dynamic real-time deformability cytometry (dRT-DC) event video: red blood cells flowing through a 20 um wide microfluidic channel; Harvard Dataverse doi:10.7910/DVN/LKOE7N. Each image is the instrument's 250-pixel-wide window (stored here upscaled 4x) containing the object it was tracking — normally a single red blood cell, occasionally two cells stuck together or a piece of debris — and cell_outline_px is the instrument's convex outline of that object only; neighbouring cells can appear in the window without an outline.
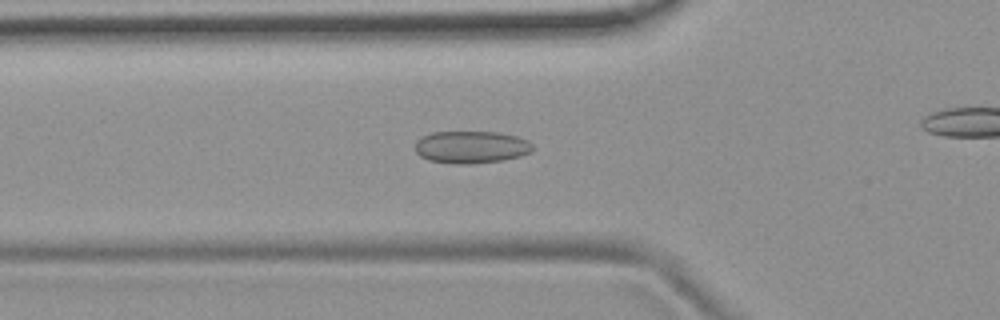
{"species": "common noctule bat (a hibernating species)", "species_latin": "Nyctalus noctula", "temperature_condition": "room temperature", "stored_images_in_passage": 45, "camera_frame_rate_fps": 3000, "um_per_image_px": 0.085, "animal": {"sex": "female", "body_mass_g": 19.9}, "frame": {"image": 1, "passage_image": 18, "time_ms": 5.667, "image_size_px": [1000, 320], "cell_outline_px": [[532, 152], [520, 156], [504, 160], [472, 164], [456, 164], [428, 160], [420, 156], [416, 152], [416, 140], [432, 132], [496, 132], [516, 136], [528, 140], [532, 144]], "centroid_in_image_um": [40.06, 12.51], "position_along_channel_um": 85.7, "area_um2": 22.2}}
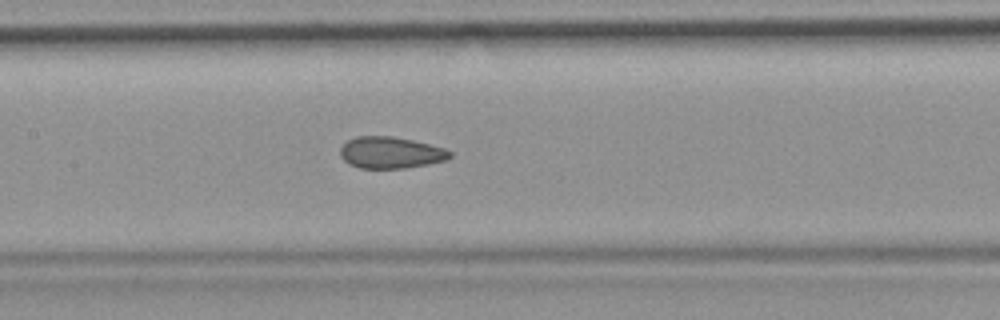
{"frame": {"image": 2, "passage_image": 25, "time_ms": 8.0, "image_size_px": [1000, 320], "cell_outline_px": [[452, 156], [448, 160], [428, 164], [404, 168], [360, 168], [348, 164], [340, 156], [340, 148], [348, 140], [356, 136], [392, 136], [412, 140], [444, 148], [452, 152]], "centroid_in_image_um": [33.2, 12.97], "position_along_channel_um": 174.2, "area_um2": 20.23}}
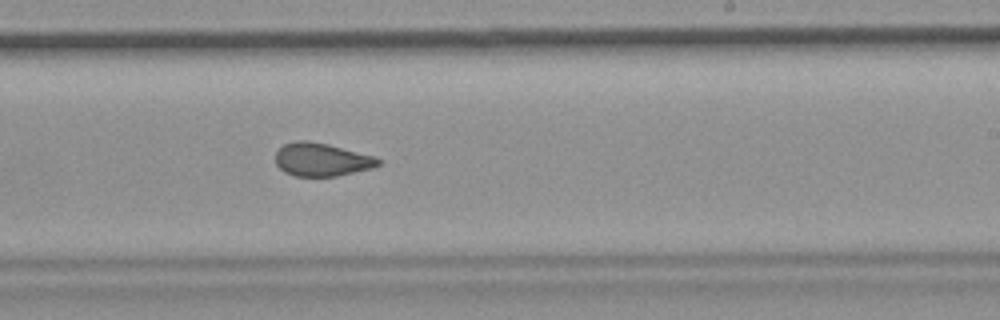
{"frame": {"image": 3, "passage_image": 32, "time_ms": 10.333, "image_size_px": [1000, 320], "cell_outline_px": [[380, 164], [372, 168], [336, 176], [296, 176], [284, 172], [276, 164], [276, 152], [284, 144], [296, 140], [304, 140], [328, 144], [376, 156], [380, 160]], "centroid_in_image_um": [27.34, 13.56], "position_along_channel_um": 261.7, "area_um2": 19.83}}